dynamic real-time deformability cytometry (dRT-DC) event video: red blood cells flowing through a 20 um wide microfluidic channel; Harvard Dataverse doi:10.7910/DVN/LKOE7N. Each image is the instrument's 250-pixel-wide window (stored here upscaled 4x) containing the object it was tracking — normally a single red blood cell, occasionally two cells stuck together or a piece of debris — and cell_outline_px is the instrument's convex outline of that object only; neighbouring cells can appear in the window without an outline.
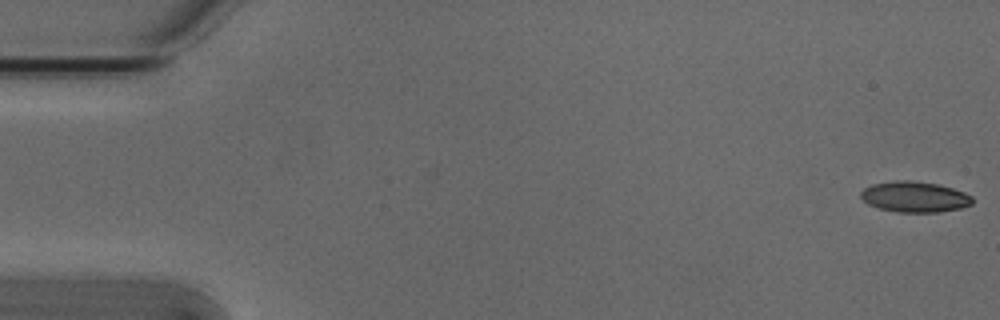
{"species": "Egyptian fruit bat (a non-hibernating species)", "species_latin": "Rousettus aegyptiacus", "temperature_condition": "cold", "stored_images_in_passage": 5, "camera_frame_rate_fps": 3000, "um_per_image_px": 0.085, "animal": {"sex": "male"}, "frame": {"image": 1, "passage_image": 1, "time_ms": 0.0, "image_size_px": [1000, 320], "cell_outline_px": [[972, 204], [960, 208], [940, 212], [900, 212], [880, 208], [868, 204], [860, 196], [860, 192], [864, 188], [872, 184], [896, 180], [908, 180], [940, 184], [964, 192], [972, 196]], "centroid_in_image_um": [77.75, 16.72], "position_along_channel_um": 7.3, "area_um2": 19.94}}
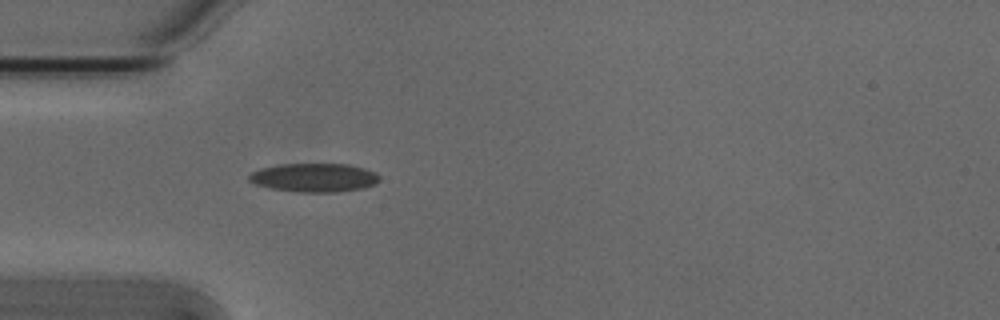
{"frame": {"image": 2, "passage_image": 5, "time_ms": 1.333, "image_size_px": [1000, 320], "cell_outline_px": [[380, 180], [376, 184], [364, 188], [336, 192], [300, 192], [272, 188], [256, 184], [248, 180], [248, 176], [252, 172], [260, 168], [280, 164], [348, 164], [364, 168], [376, 172], [380, 176]], "centroid_in_image_um": [26.75, 15.09], "position_along_channel_um": 58.3, "area_um2": 21.85}}